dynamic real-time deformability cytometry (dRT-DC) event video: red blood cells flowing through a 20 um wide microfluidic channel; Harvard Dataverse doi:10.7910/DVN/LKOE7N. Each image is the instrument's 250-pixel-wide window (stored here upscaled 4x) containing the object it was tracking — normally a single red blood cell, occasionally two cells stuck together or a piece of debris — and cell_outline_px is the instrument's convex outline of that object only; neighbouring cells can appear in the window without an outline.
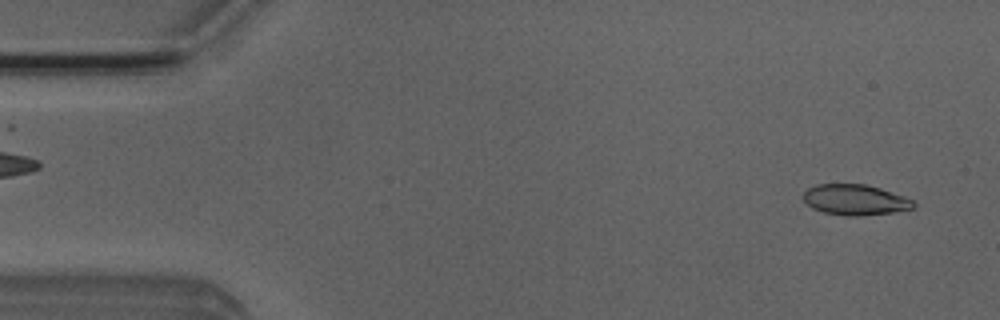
{"species": "Egyptian fruit bat (a non-hibernating species)", "species_latin": "Rousettus aegyptiacus", "temperature_condition": "room temperature", "stored_images_in_passage": 5, "camera_frame_rate_fps": 3000, "um_per_image_px": 0.085, "animal": {"sex": "male"}, "frame": {"image": 1, "passage_image": 5, "time_ms": 1.333, "image_size_px": [1000, 320], "cell_outline_px": [[916, 204], [912, 208], [892, 212], [860, 216], [848, 216], [824, 212], [812, 208], [804, 200], [804, 192], [808, 188], [816, 184], [864, 184], [880, 188], [904, 196], [912, 200]], "centroid_in_image_um": [72.68, 16.98], "position_along_channel_um": 12.3, "area_um2": 19.48}}